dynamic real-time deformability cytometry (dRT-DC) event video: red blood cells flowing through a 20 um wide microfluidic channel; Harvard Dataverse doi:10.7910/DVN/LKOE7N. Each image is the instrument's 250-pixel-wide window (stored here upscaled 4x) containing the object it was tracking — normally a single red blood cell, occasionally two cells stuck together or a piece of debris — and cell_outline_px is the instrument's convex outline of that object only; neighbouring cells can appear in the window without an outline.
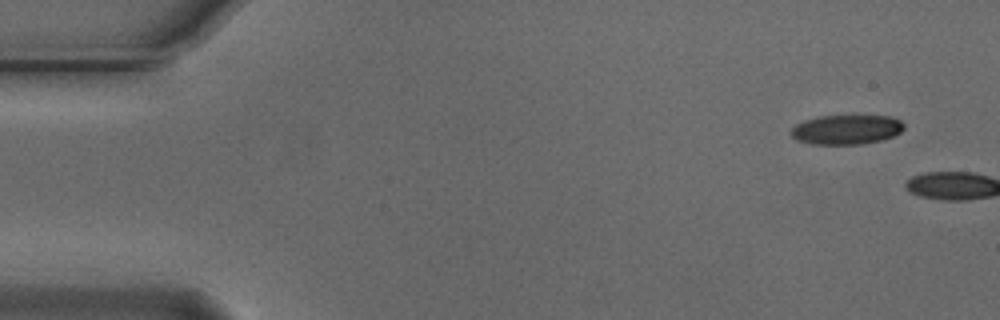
{"species": "Egyptian fruit bat (a non-hibernating species)", "species_latin": "Rousettus aegyptiacus", "temperature_condition": "cold", "stored_images_in_passage": 2, "camera_frame_rate_fps": 3000, "um_per_image_px": 0.085, "animal": {"sex": "male"}, "frame": {"image": 1, "passage_image": 1, "time_ms": 0.0, "image_size_px": [1000, 320], "cell_outline_px": [[904, 128], [900, 132], [892, 136], [880, 140], [864, 144], [812, 144], [796, 140], [788, 132], [796, 124], [804, 120], [820, 116], [892, 116], [900, 120], [904, 124]], "centroid_in_image_um": [71.92, 11.01], "position_along_channel_um": 13.1, "area_um2": 19.48}}